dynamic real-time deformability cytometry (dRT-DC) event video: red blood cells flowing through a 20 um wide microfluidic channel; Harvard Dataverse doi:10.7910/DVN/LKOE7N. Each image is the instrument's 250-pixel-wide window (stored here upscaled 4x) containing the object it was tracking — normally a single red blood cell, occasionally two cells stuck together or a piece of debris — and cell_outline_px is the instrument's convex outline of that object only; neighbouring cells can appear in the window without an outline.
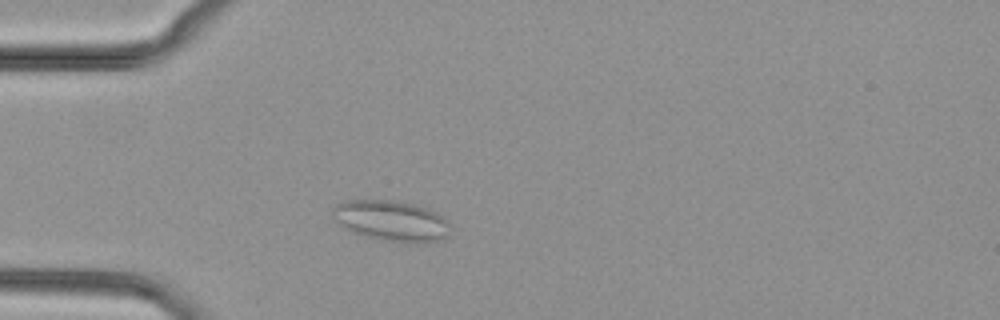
{"species": "common noctule bat (a hibernating species)", "species_latin": "Nyctalus noctula", "temperature_condition": "cold", "stored_images_in_passage": 44, "camera_frame_rate_fps": 3000, "um_per_image_px": 0.085, "animal": {"sex": "female", "body_mass_g": 29.2, "forearm_length_mm": 56.3}, "frame": {"image": 1, "passage_image": 7, "time_ms": 2.0, "image_size_px": [1000, 320], "cell_outline_px": [[452, 224], [444, 240], [380, 240], [364, 236], [352, 232], [344, 228], [332, 216], [332, 208], [336, 204], [344, 200], [392, 200], [412, 204], [436, 212], [448, 220]], "centroid_in_image_um": [33.21, 18.73], "position_along_channel_um": 51.8, "area_um2": 27.34}}
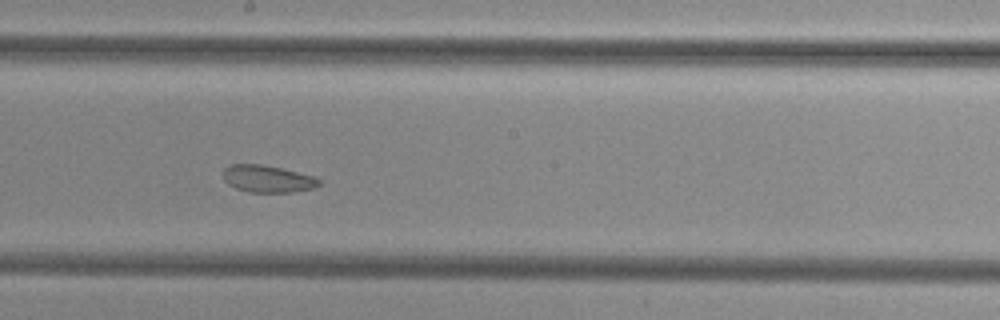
{"frame": {"image": 2, "passage_image": 21, "time_ms": 6.667, "image_size_px": [1000, 320], "cell_outline_px": [[320, 184], [316, 188], [292, 192], [248, 192], [236, 188], [228, 184], [224, 180], [224, 168], [232, 164], [264, 164], [312, 176], [320, 180]], "centroid_in_image_um": [22.74, 15.2], "position_along_channel_um": 225.5, "area_um2": 15.09}}
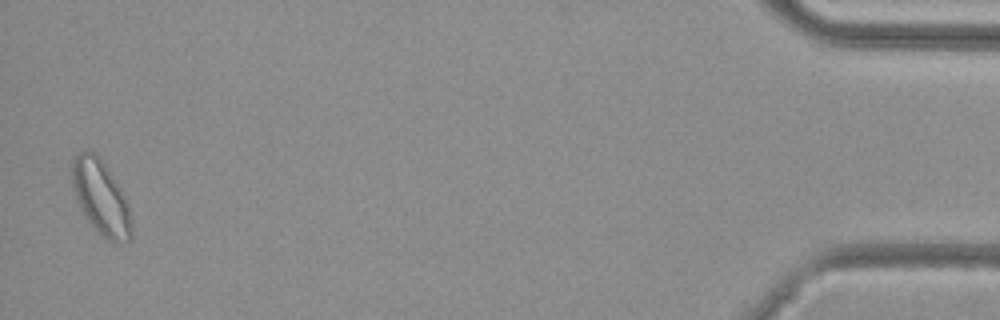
{"frame": {"image": 3, "passage_image": 43, "time_ms": 14.0, "image_size_px": [1000, 320], "cell_outline_px": [[132, 236], [128, 240], [108, 240], [100, 236], [84, 216], [76, 200], [72, 184], [72, 156], [88, 148], [96, 152], [104, 160], [128, 200], [132, 220]], "centroid_in_image_um": [8.57, 16.72], "position_along_channel_um": 426.6, "area_um2": 26.47}}